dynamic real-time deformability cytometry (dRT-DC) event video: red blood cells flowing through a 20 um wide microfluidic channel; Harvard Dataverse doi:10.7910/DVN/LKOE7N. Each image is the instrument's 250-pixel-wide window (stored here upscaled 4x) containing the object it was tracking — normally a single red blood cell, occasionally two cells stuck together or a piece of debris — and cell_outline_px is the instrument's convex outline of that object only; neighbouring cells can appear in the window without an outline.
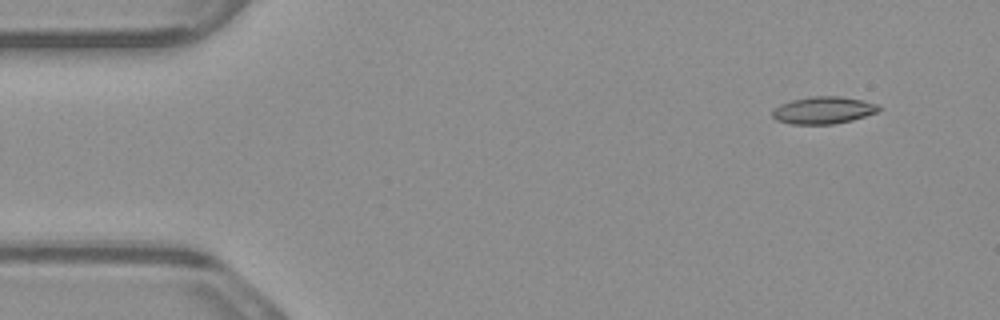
{"species": "common noctule bat (a hibernating species)", "species_latin": "Nyctalus noctula", "temperature_condition": "warm", "stored_images_in_passage": 5, "camera_frame_rate_fps": 3000, "um_per_image_px": 0.085, "animal": {"sex": "male", "body_mass_g": 23.1, "forearm_length_mm": 52.7}, "frame": {"image": 1, "passage_image": 2, "time_ms": 0.333, "image_size_px": [1000, 320], "cell_outline_px": [[884, 108], [876, 112], [852, 120], [832, 124], [792, 124], [776, 120], [772, 116], [772, 108], [780, 104], [792, 100], [812, 96], [840, 96], [864, 100], [880, 104]], "centroid_in_image_um": [70.0, 9.36], "position_along_channel_um": 15.0, "area_um2": 17.05}}
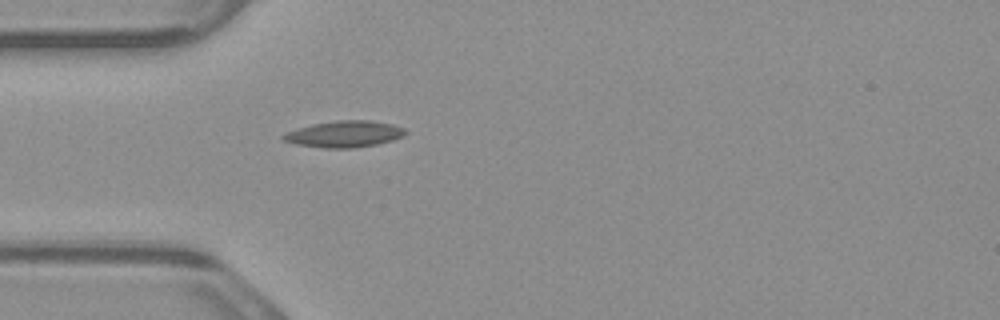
{"frame": {"image": 2, "passage_image": 5, "time_ms": 1.333, "image_size_px": [1000, 320], "cell_outline_px": [[408, 132], [404, 136], [392, 140], [376, 144], [356, 148], [324, 148], [296, 144], [284, 140], [280, 136], [296, 128], [312, 124], [336, 120], [372, 120], [392, 124], [404, 128]], "centroid_in_image_um": [29.29, 11.39], "position_along_channel_um": 55.7, "area_um2": 18.9}}